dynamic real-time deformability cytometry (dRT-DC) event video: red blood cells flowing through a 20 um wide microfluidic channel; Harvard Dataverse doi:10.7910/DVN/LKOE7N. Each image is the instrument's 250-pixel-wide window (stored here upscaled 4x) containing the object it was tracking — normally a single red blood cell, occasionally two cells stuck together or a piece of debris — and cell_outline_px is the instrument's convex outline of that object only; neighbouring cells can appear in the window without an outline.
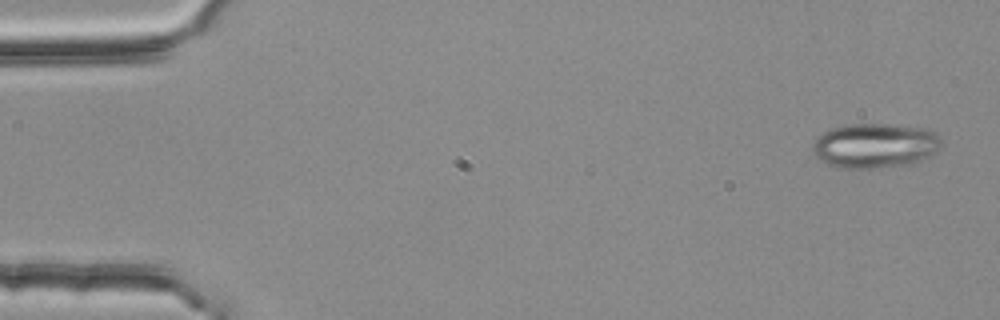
{"species": "common noctule bat (a hibernating species)", "species_latin": "Nyctalus noctula", "temperature_condition": "room temperature", "stored_images_in_passage": 4, "camera_frame_rate_fps": 3000, "um_per_image_px": 0.085, "animal": {"sex": "female", "body_mass_g": 25.1}, "frame": {"image": 1, "passage_image": 1, "time_ms": 0.0, "image_size_px": [1000, 320], "cell_outline_px": [[944, 144], [936, 152], [916, 164], [868, 168], [840, 168], [828, 164], [820, 160], [812, 152], [812, 144], [824, 132], [832, 128], [848, 124], [888, 124], [928, 128], [936, 132]], "centroid_in_image_um": [74.43, 12.38], "position_along_channel_um": 10.6, "area_um2": 33.93}}